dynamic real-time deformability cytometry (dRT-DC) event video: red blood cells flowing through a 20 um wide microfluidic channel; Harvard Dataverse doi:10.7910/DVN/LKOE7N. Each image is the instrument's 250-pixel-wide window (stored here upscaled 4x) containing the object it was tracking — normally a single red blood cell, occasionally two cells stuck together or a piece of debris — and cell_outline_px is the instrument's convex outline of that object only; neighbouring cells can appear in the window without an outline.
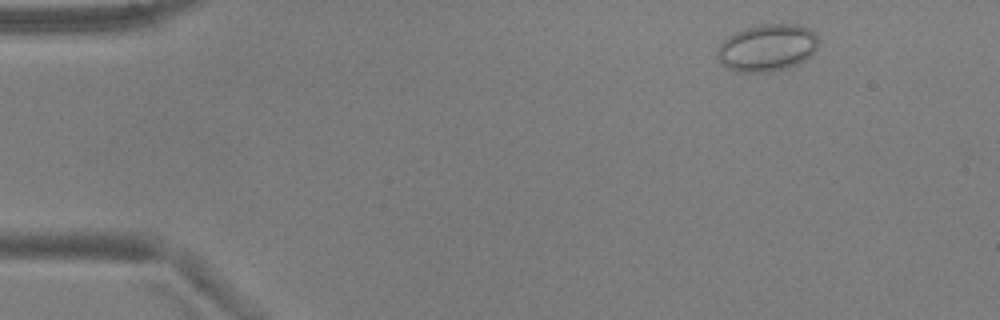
{"species": "common noctule bat (a hibernating species)", "species_latin": "Nyctalus noctula", "temperature_condition": "warm", "stored_images_in_passage": 4, "camera_frame_rate_fps": 3000, "um_per_image_px": 0.085, "animal": {"sex": "male", "body_mass_g": 17.9, "forearm_length_mm": 54.2}, "frame": {"image": 1, "passage_image": 1, "time_ms": 0.0, "image_size_px": [1000, 320], "cell_outline_px": [[816, 48], [812, 56], [796, 64], [784, 68], [768, 72], [736, 72], [720, 64], [716, 56], [716, 48], [728, 36], [744, 28], [764, 24], [796, 24], [808, 28], [816, 36]], "centroid_in_image_um": [65.15, 4.07], "position_along_channel_um": 19.9, "area_um2": 27.74}}